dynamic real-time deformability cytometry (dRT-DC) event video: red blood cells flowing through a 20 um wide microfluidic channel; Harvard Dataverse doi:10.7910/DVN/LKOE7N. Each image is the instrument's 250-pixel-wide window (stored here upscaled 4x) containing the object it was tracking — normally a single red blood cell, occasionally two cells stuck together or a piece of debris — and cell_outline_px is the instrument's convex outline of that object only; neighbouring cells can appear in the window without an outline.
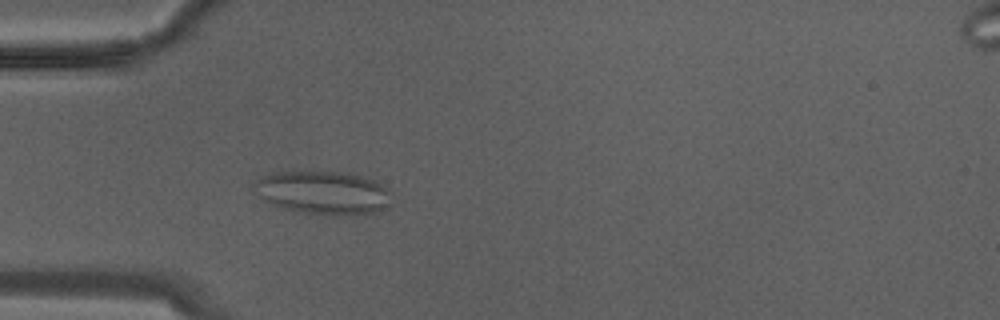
{"species": "Egyptian fruit bat (a non-hibernating species)", "species_latin": "Rousettus aegyptiacus", "temperature_condition": "warm", "stored_images_in_passage": 12, "camera_frame_rate_fps": 3000, "um_per_image_px": 0.085, "animal": {"sex": "male"}, "frame": {"image": 1, "passage_image": 10, "time_ms": 3.0, "image_size_px": [1000, 320], "cell_outline_px": [[392, 204], [376, 212], [336, 216], [332, 216], [296, 212], [276, 208], [264, 200], [260, 196], [252, 184], [256, 180], [264, 176], [276, 172], [348, 172], [364, 176], [376, 180], [388, 188], [392, 192]], "centroid_in_image_um": [27.52, 16.4], "position_along_channel_um": 57.5, "area_um2": 35.43}}